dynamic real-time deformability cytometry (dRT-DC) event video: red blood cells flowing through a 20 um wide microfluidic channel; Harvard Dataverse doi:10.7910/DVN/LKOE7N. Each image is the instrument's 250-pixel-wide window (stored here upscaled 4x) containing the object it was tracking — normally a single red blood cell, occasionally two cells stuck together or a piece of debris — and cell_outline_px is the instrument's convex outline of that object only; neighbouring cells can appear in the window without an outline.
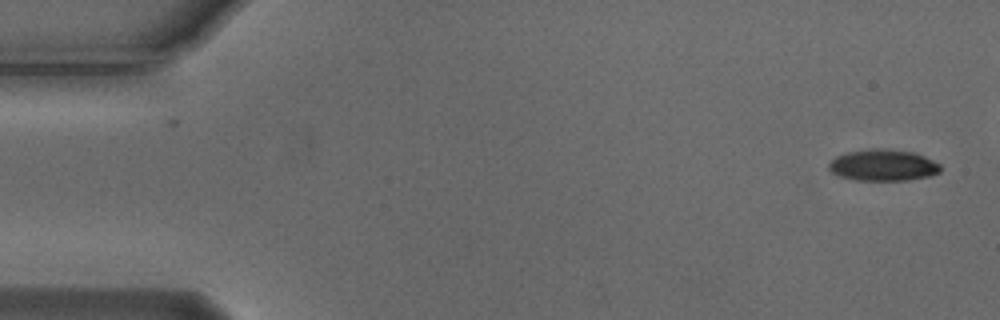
{"species": "Egyptian fruit bat (a non-hibernating species)", "species_latin": "Rousettus aegyptiacus", "temperature_condition": "cold", "stored_images_in_passage": 48, "camera_frame_rate_fps": 3000, "um_per_image_px": 0.085, "animal": {"sex": "male"}, "frame": {"image": 1, "passage_image": 1, "time_ms": 0.0, "image_size_px": [1000, 320], "cell_outline_px": [[940, 172], [932, 176], [908, 180], [856, 180], [840, 176], [832, 172], [828, 168], [828, 164], [836, 156], [848, 152], [912, 152], [924, 156], [940, 164]], "centroid_in_image_um": [75.09, 14.11], "position_along_channel_um": 9.9, "area_um2": 19.36}}
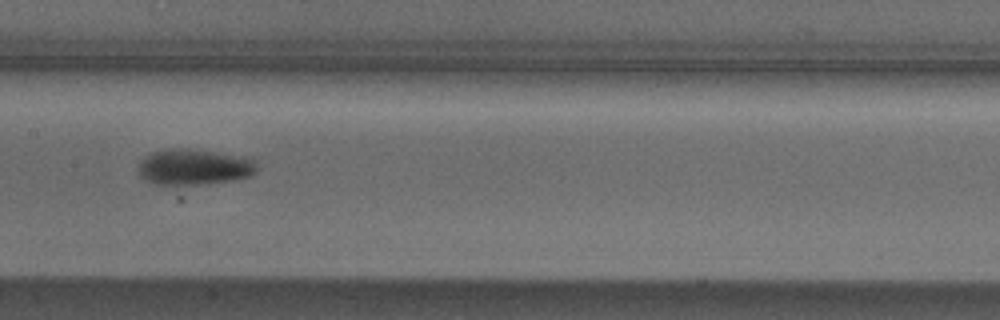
{"frame": {"image": 2, "passage_image": 26, "time_ms": 8.333, "image_size_px": [1000, 320], "cell_outline_px": [[256, 172], [248, 176], [236, 180], [204, 184], [156, 184], [140, 176], [140, 160], [148, 152], [168, 148], [188, 148], [216, 152], [256, 160]], "centroid_in_image_um": [16.47, 14.18], "position_along_channel_um": 190.9, "area_um2": 24.68}}
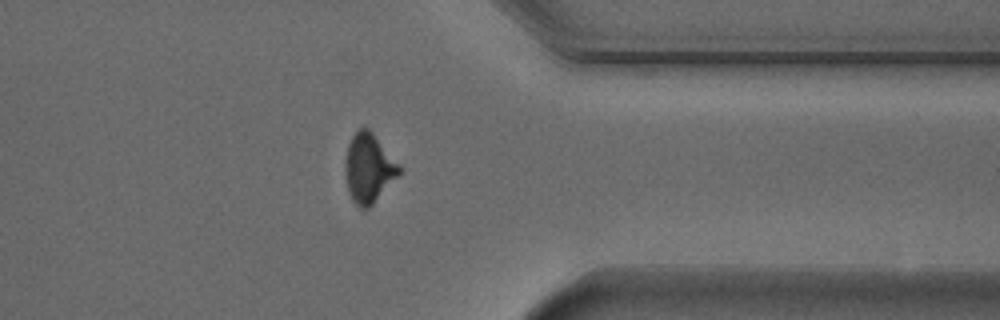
{"frame": {"image": 3, "passage_image": 42, "time_ms": 13.667, "image_size_px": [1000, 320], "cell_outline_px": [[400, 172], [372, 204], [368, 208], [360, 208], [352, 200], [348, 192], [344, 176], [344, 160], [348, 144], [352, 136], [360, 128], [368, 128], [372, 132], [400, 164]], "centroid_in_image_um": [31.29, 14.28], "position_along_channel_um": 380.1, "area_um2": 21.62}, "authors_computed_cell_mechanics": {"area_um2": 22.253, "velocity_mm_per_s": 3.7281, "shape_relaxation_time_tau1_ms": 3.3829, "shape_relaxation_time_tau2_ms": null, "deformation_change_tau1": 0.1401, "deformation_change_tau2": null}}